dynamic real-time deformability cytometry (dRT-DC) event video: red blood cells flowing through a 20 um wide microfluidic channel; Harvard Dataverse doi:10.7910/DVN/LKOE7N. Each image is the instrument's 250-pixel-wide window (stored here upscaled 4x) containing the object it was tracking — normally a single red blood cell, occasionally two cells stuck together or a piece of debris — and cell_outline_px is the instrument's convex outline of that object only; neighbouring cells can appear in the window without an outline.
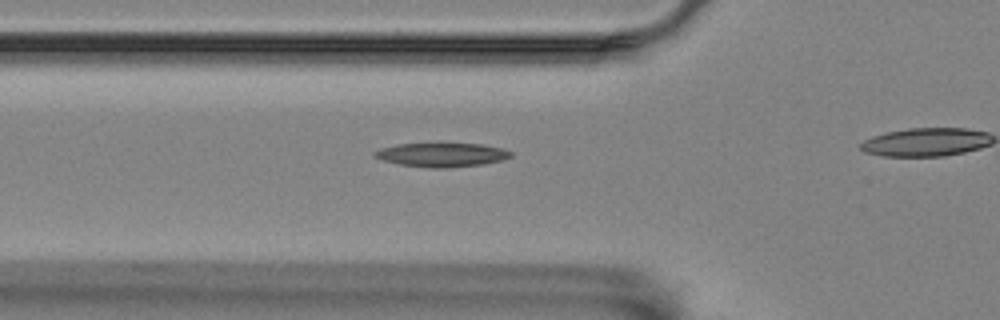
{"species": "Egyptian fruit bat (a non-hibernating species)", "species_latin": "Rousettus aegyptiacus", "temperature_condition": "room temperature", "stored_images_in_passage": 30, "camera_frame_rate_fps": 3000, "um_per_image_px": 0.085, "animal": {"sex": "female"}, "frame": {"image": 1, "passage_image": 4, "time_ms": 1.0, "image_size_px": [1000, 320], "cell_outline_px": [[512, 156], [504, 160], [480, 164], [448, 168], [432, 168], [400, 164], [384, 160], [372, 156], [372, 152], [380, 148], [396, 144], [440, 140], [480, 144], [504, 148], [512, 152]], "centroid_in_image_um": [37.53, 13.09], "position_along_channel_um": 88.3, "area_um2": 20.11}}
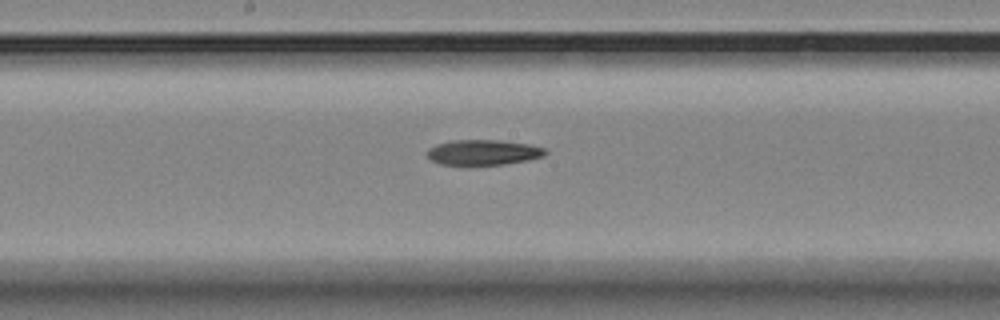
{"frame": {"image": 2, "passage_image": 14, "time_ms": 4.333, "image_size_px": [1000, 320], "cell_outline_px": [[548, 152], [544, 156], [528, 160], [504, 164], [468, 168], [464, 168], [440, 164], [432, 160], [424, 152], [428, 148], [436, 144], [452, 140], [500, 140], [528, 144], [544, 148]], "centroid_in_image_um": [41.0, 13.0], "position_along_channel_um": 207.2, "area_um2": 18.32}}
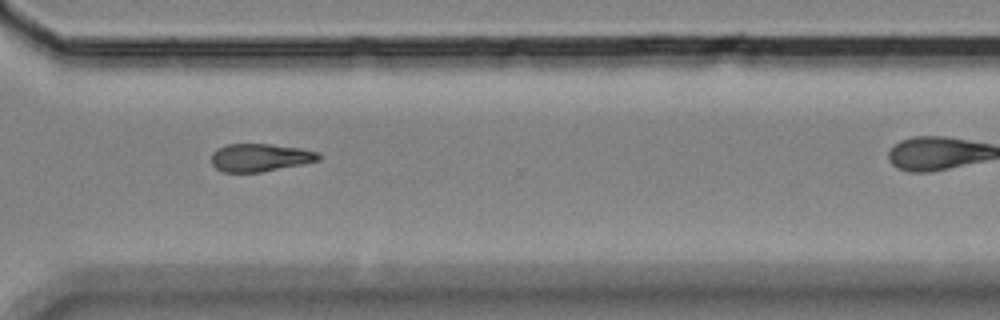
{"frame": {"image": 3, "passage_image": 26, "time_ms": 8.333, "image_size_px": [1000, 320], "cell_outline_px": [[320, 160], [260, 172], [224, 172], [216, 168], [212, 164], [212, 152], [216, 148], [228, 144], [272, 144], [300, 148], [320, 152]], "centroid_in_image_um": [22.09, 13.38], "position_along_channel_um": 348.5, "area_um2": 17.34}}